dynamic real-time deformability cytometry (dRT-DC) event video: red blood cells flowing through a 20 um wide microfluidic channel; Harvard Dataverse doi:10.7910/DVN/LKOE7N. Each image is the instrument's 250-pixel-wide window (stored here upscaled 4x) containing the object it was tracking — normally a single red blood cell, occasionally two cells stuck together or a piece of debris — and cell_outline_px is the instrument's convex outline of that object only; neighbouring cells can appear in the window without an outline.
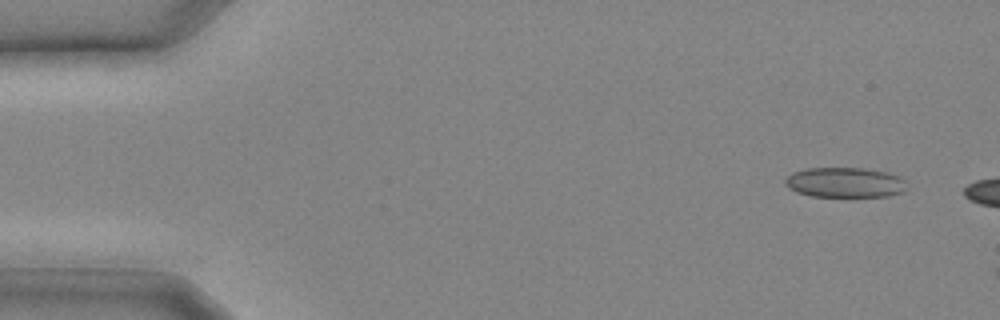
{"species": "common noctule bat (a hibernating species)", "species_latin": "Nyctalus noctula", "temperature_condition": "cold", "stored_images_in_passage": 5, "camera_frame_rate_fps": 3000, "um_per_image_px": 0.085, "animal": {"sex": "male", "body_mass_g": 20.4}, "frame": {"image": 1, "passage_image": 1, "time_ms": 0.0, "image_size_px": [1000, 320], "cell_outline_px": [[908, 188], [904, 192], [888, 196], [812, 196], [796, 192], [788, 188], [784, 184], [784, 180], [792, 172], [808, 168], [864, 168], [888, 172], [900, 176], [904, 180]], "centroid_in_image_um": [71.84, 15.5], "position_along_channel_um": 13.2, "area_um2": 21.5}}